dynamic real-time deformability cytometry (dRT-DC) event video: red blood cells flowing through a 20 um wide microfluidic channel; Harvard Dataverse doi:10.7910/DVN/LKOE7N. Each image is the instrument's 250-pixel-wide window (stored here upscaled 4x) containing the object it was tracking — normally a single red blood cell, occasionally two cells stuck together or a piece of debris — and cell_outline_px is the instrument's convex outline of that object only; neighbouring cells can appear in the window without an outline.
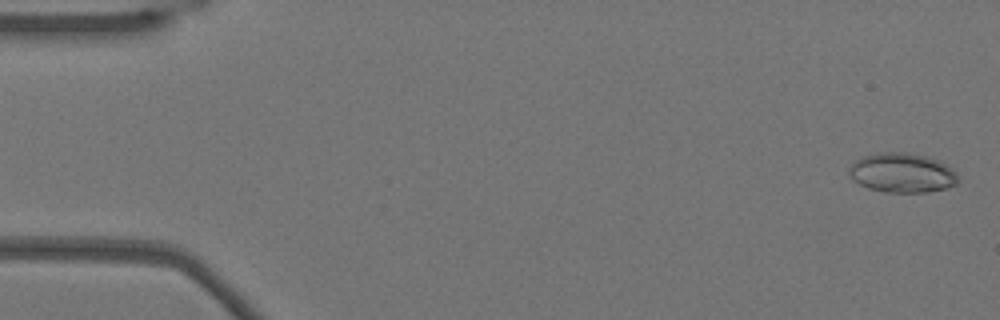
{"species": "Egyptian fruit bat (a non-hibernating species)", "species_latin": "Rousettus aegyptiacus", "temperature_condition": "warm", "stored_images_in_passage": 53, "camera_frame_rate_fps": 3000, "um_per_image_px": 0.085, "animal": {"sex": "female"}, "frame": {"image": 1, "passage_image": 2, "time_ms": 0.333, "image_size_px": [1000, 320], "cell_outline_px": [[960, 180], [956, 184], [944, 188], [924, 192], [884, 192], [868, 188], [852, 180], [848, 176], [848, 168], [856, 160], [864, 156], [880, 152], [904, 152], [924, 156], [940, 160], [952, 168], [956, 172]], "centroid_in_image_um": [76.67, 14.69], "position_along_channel_um": 8.3, "area_um2": 25.2}}
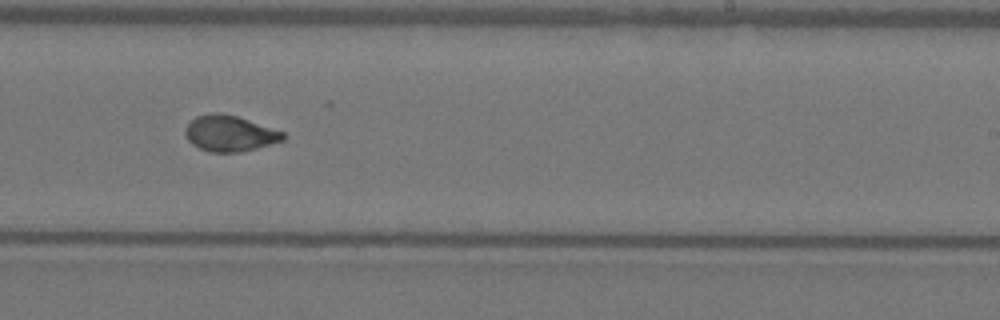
{"frame": {"image": 2, "passage_image": 33, "time_ms": 10.667, "image_size_px": [1000, 320], "cell_outline_px": [[284, 140], [256, 148], [240, 152], [208, 152], [192, 144], [188, 140], [184, 132], [184, 128], [196, 116], [212, 112], [220, 112], [236, 116], [284, 132]], "centroid_in_image_um": [19.49, 11.34], "position_along_channel_um": 269.5, "area_um2": 20.35}}
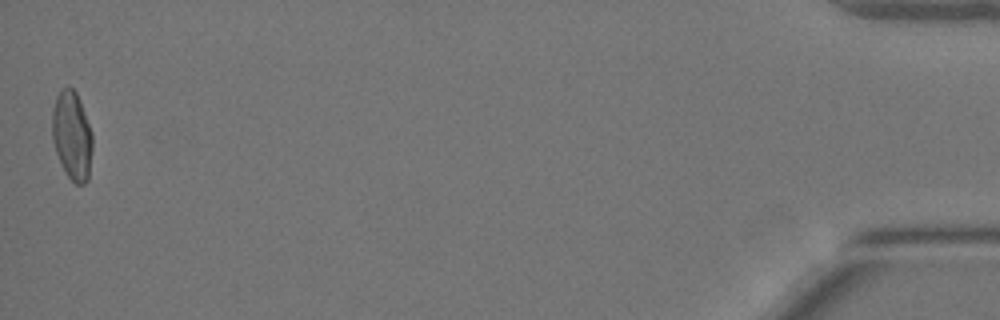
{"frame": {"image": 3, "passage_image": 53, "time_ms": 17.333, "image_size_px": [1000, 320], "cell_outline_px": [[92, 148], [88, 180], [84, 184], [76, 184], [64, 172], [56, 152], [52, 140], [52, 112], [56, 96], [64, 88], [72, 88], [76, 92], [80, 100], [92, 132]], "centroid_in_image_um": [6.12, 11.54], "position_along_channel_um": 429.1, "area_um2": 20.81}, "authors_computed_cell_mechanics": {"area_um2": 20.6924, "velocity_mm_per_s": 3.8348, "shape_relaxation_time_tau1_ms": 6.8671, "shape_relaxation_time_tau2_ms": 0.8196, "deformation_change_tau1": 0.1861, "deformation_change_tau2": 0.0524}}